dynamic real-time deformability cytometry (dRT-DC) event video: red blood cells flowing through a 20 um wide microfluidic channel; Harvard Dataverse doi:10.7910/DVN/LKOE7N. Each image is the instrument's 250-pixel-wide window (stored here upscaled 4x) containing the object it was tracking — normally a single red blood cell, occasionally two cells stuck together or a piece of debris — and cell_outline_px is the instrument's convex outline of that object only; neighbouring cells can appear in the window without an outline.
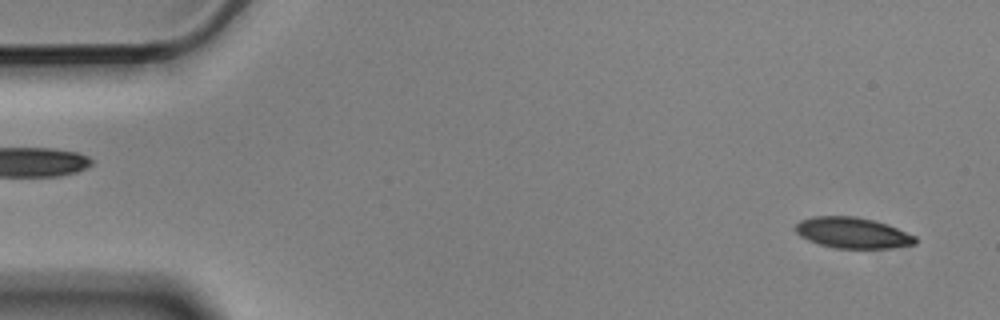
{"species": "Egyptian fruit bat (a non-hibernating species)", "species_latin": "Rousettus aegyptiacus", "temperature_condition": "cold", "stored_images_in_passage": 4, "camera_frame_rate_fps": 3000, "um_per_image_px": 0.085, "animal": {"sex": "male"}, "frame": {"image": 1, "passage_image": 1, "time_ms": 0.0, "image_size_px": [1000, 320], "cell_outline_px": [[916, 244], [892, 248], [836, 248], [820, 244], [808, 240], [800, 236], [796, 232], [796, 224], [800, 220], [812, 216], [856, 216], [876, 220], [888, 224], [916, 236]], "centroid_in_image_um": [72.49, 19.78], "position_along_channel_um": 12.5, "area_um2": 21.68}}
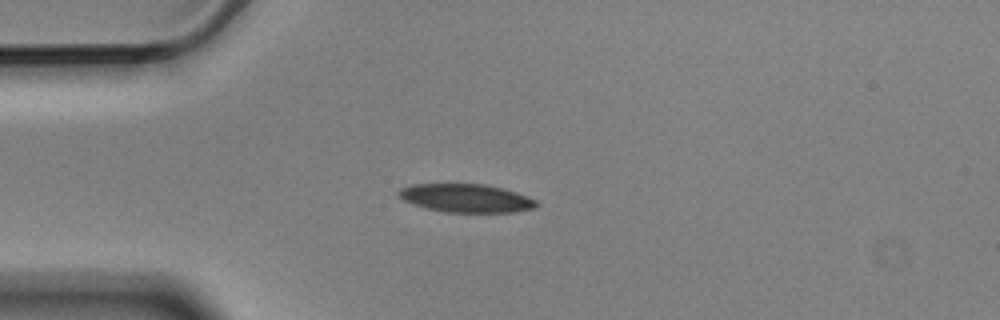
{"frame": {"image": 2, "passage_image": 4, "time_ms": 1.0, "image_size_px": [1000, 320], "cell_outline_px": [[536, 204], [532, 208], [512, 212], [444, 212], [412, 204], [396, 196], [396, 192], [400, 188], [412, 184], [484, 184], [516, 192], [536, 200]], "centroid_in_image_um": [39.53, 16.83], "position_along_channel_um": 45.5, "area_um2": 22.54}}